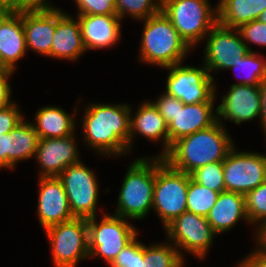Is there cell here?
I'll list each match as a JSON object with an SVG mask.
<instances>
[{"instance_id": "obj_6", "label": "cell", "mask_w": 266, "mask_h": 267, "mask_svg": "<svg viewBox=\"0 0 266 267\" xmlns=\"http://www.w3.org/2000/svg\"><path fill=\"white\" fill-rule=\"evenodd\" d=\"M189 174L172 168L163 157L156 156V179L152 209L163 228L187 211Z\"/></svg>"}, {"instance_id": "obj_29", "label": "cell", "mask_w": 266, "mask_h": 267, "mask_svg": "<svg viewBox=\"0 0 266 267\" xmlns=\"http://www.w3.org/2000/svg\"><path fill=\"white\" fill-rule=\"evenodd\" d=\"M219 192L206 188L193 181L189 174L187 191V211L207 217L209 211L216 204Z\"/></svg>"}, {"instance_id": "obj_28", "label": "cell", "mask_w": 266, "mask_h": 267, "mask_svg": "<svg viewBox=\"0 0 266 267\" xmlns=\"http://www.w3.org/2000/svg\"><path fill=\"white\" fill-rule=\"evenodd\" d=\"M259 55L257 52L249 51L245 56L238 61L228 70H243L247 72L244 79L238 80L235 84L244 85H260L262 81L266 78V57ZM241 70V71H242Z\"/></svg>"}, {"instance_id": "obj_13", "label": "cell", "mask_w": 266, "mask_h": 267, "mask_svg": "<svg viewBox=\"0 0 266 267\" xmlns=\"http://www.w3.org/2000/svg\"><path fill=\"white\" fill-rule=\"evenodd\" d=\"M203 64L209 74L228 70L238 59L245 56L249 49L243 42L238 29L228 28L217 23L207 34ZM218 70V71H217Z\"/></svg>"}, {"instance_id": "obj_42", "label": "cell", "mask_w": 266, "mask_h": 267, "mask_svg": "<svg viewBox=\"0 0 266 267\" xmlns=\"http://www.w3.org/2000/svg\"><path fill=\"white\" fill-rule=\"evenodd\" d=\"M260 87V107H261V113H260V124L263 128L264 135L266 136V78L262 81V83L259 85Z\"/></svg>"}, {"instance_id": "obj_4", "label": "cell", "mask_w": 266, "mask_h": 267, "mask_svg": "<svg viewBox=\"0 0 266 267\" xmlns=\"http://www.w3.org/2000/svg\"><path fill=\"white\" fill-rule=\"evenodd\" d=\"M156 179V157H141L128 166L114 215L128 220L147 217L153 206Z\"/></svg>"}, {"instance_id": "obj_30", "label": "cell", "mask_w": 266, "mask_h": 267, "mask_svg": "<svg viewBox=\"0 0 266 267\" xmlns=\"http://www.w3.org/2000/svg\"><path fill=\"white\" fill-rule=\"evenodd\" d=\"M162 0H115L118 17L145 20L161 11Z\"/></svg>"}, {"instance_id": "obj_33", "label": "cell", "mask_w": 266, "mask_h": 267, "mask_svg": "<svg viewBox=\"0 0 266 267\" xmlns=\"http://www.w3.org/2000/svg\"><path fill=\"white\" fill-rule=\"evenodd\" d=\"M144 243L137 237L128 244L109 265L110 267H143Z\"/></svg>"}, {"instance_id": "obj_39", "label": "cell", "mask_w": 266, "mask_h": 267, "mask_svg": "<svg viewBox=\"0 0 266 267\" xmlns=\"http://www.w3.org/2000/svg\"><path fill=\"white\" fill-rule=\"evenodd\" d=\"M11 170V138L10 133L0 134V169Z\"/></svg>"}, {"instance_id": "obj_27", "label": "cell", "mask_w": 266, "mask_h": 267, "mask_svg": "<svg viewBox=\"0 0 266 267\" xmlns=\"http://www.w3.org/2000/svg\"><path fill=\"white\" fill-rule=\"evenodd\" d=\"M184 259L178 249L169 241L166 243L144 244L143 267H183Z\"/></svg>"}, {"instance_id": "obj_25", "label": "cell", "mask_w": 266, "mask_h": 267, "mask_svg": "<svg viewBox=\"0 0 266 267\" xmlns=\"http://www.w3.org/2000/svg\"><path fill=\"white\" fill-rule=\"evenodd\" d=\"M218 23L238 29L242 25L258 20L266 8V0H219Z\"/></svg>"}, {"instance_id": "obj_1", "label": "cell", "mask_w": 266, "mask_h": 267, "mask_svg": "<svg viewBox=\"0 0 266 267\" xmlns=\"http://www.w3.org/2000/svg\"><path fill=\"white\" fill-rule=\"evenodd\" d=\"M130 114L131 106L126 103L89 104L81 121L85 145L102 156L129 154Z\"/></svg>"}, {"instance_id": "obj_37", "label": "cell", "mask_w": 266, "mask_h": 267, "mask_svg": "<svg viewBox=\"0 0 266 267\" xmlns=\"http://www.w3.org/2000/svg\"><path fill=\"white\" fill-rule=\"evenodd\" d=\"M153 103L167 124L178 112V99L166 92H163V94L158 97V100L156 99Z\"/></svg>"}, {"instance_id": "obj_21", "label": "cell", "mask_w": 266, "mask_h": 267, "mask_svg": "<svg viewBox=\"0 0 266 267\" xmlns=\"http://www.w3.org/2000/svg\"><path fill=\"white\" fill-rule=\"evenodd\" d=\"M26 52L23 11L9 12L0 21V68L15 71Z\"/></svg>"}, {"instance_id": "obj_44", "label": "cell", "mask_w": 266, "mask_h": 267, "mask_svg": "<svg viewBox=\"0 0 266 267\" xmlns=\"http://www.w3.org/2000/svg\"><path fill=\"white\" fill-rule=\"evenodd\" d=\"M28 1V10L32 8H57L48 0H27Z\"/></svg>"}, {"instance_id": "obj_2", "label": "cell", "mask_w": 266, "mask_h": 267, "mask_svg": "<svg viewBox=\"0 0 266 267\" xmlns=\"http://www.w3.org/2000/svg\"><path fill=\"white\" fill-rule=\"evenodd\" d=\"M226 129L217 121L209 128L179 138L163 158L172 168L186 174L210 163L223 162L235 145Z\"/></svg>"}, {"instance_id": "obj_23", "label": "cell", "mask_w": 266, "mask_h": 267, "mask_svg": "<svg viewBox=\"0 0 266 267\" xmlns=\"http://www.w3.org/2000/svg\"><path fill=\"white\" fill-rule=\"evenodd\" d=\"M206 219L217 235L235 228L239 220L244 219L250 224L245 208V196L230 191L219 193L216 204L209 211Z\"/></svg>"}, {"instance_id": "obj_36", "label": "cell", "mask_w": 266, "mask_h": 267, "mask_svg": "<svg viewBox=\"0 0 266 267\" xmlns=\"http://www.w3.org/2000/svg\"><path fill=\"white\" fill-rule=\"evenodd\" d=\"M15 102L8 107L0 109V134L10 133L22 120L25 115L21 113Z\"/></svg>"}, {"instance_id": "obj_41", "label": "cell", "mask_w": 266, "mask_h": 267, "mask_svg": "<svg viewBox=\"0 0 266 267\" xmlns=\"http://www.w3.org/2000/svg\"><path fill=\"white\" fill-rule=\"evenodd\" d=\"M0 9L8 12H21L28 10L27 0H0Z\"/></svg>"}, {"instance_id": "obj_40", "label": "cell", "mask_w": 266, "mask_h": 267, "mask_svg": "<svg viewBox=\"0 0 266 267\" xmlns=\"http://www.w3.org/2000/svg\"><path fill=\"white\" fill-rule=\"evenodd\" d=\"M239 267H266V253L260 251L258 248L250 252L246 258L239 261Z\"/></svg>"}, {"instance_id": "obj_26", "label": "cell", "mask_w": 266, "mask_h": 267, "mask_svg": "<svg viewBox=\"0 0 266 267\" xmlns=\"http://www.w3.org/2000/svg\"><path fill=\"white\" fill-rule=\"evenodd\" d=\"M11 169L16 164L35 156L39 141L32 123L22 120L11 132Z\"/></svg>"}, {"instance_id": "obj_11", "label": "cell", "mask_w": 266, "mask_h": 267, "mask_svg": "<svg viewBox=\"0 0 266 267\" xmlns=\"http://www.w3.org/2000/svg\"><path fill=\"white\" fill-rule=\"evenodd\" d=\"M58 177L73 217L89 219L97 216L99 185L94 171L81 161L67 167Z\"/></svg>"}, {"instance_id": "obj_32", "label": "cell", "mask_w": 266, "mask_h": 267, "mask_svg": "<svg viewBox=\"0 0 266 267\" xmlns=\"http://www.w3.org/2000/svg\"><path fill=\"white\" fill-rule=\"evenodd\" d=\"M190 177L193 181L206 188L219 193L225 191L223 162L210 163L199 167L190 173Z\"/></svg>"}, {"instance_id": "obj_5", "label": "cell", "mask_w": 266, "mask_h": 267, "mask_svg": "<svg viewBox=\"0 0 266 267\" xmlns=\"http://www.w3.org/2000/svg\"><path fill=\"white\" fill-rule=\"evenodd\" d=\"M211 6L209 0H162L161 10L193 49L218 23L217 6Z\"/></svg>"}, {"instance_id": "obj_43", "label": "cell", "mask_w": 266, "mask_h": 267, "mask_svg": "<svg viewBox=\"0 0 266 267\" xmlns=\"http://www.w3.org/2000/svg\"><path fill=\"white\" fill-rule=\"evenodd\" d=\"M255 231L256 248L266 253V222L261 224Z\"/></svg>"}, {"instance_id": "obj_45", "label": "cell", "mask_w": 266, "mask_h": 267, "mask_svg": "<svg viewBox=\"0 0 266 267\" xmlns=\"http://www.w3.org/2000/svg\"><path fill=\"white\" fill-rule=\"evenodd\" d=\"M258 20L262 23H266V8L262 11Z\"/></svg>"}, {"instance_id": "obj_3", "label": "cell", "mask_w": 266, "mask_h": 267, "mask_svg": "<svg viewBox=\"0 0 266 267\" xmlns=\"http://www.w3.org/2000/svg\"><path fill=\"white\" fill-rule=\"evenodd\" d=\"M140 42V62L167 68L183 63L191 48L161 10L145 20Z\"/></svg>"}, {"instance_id": "obj_20", "label": "cell", "mask_w": 266, "mask_h": 267, "mask_svg": "<svg viewBox=\"0 0 266 267\" xmlns=\"http://www.w3.org/2000/svg\"><path fill=\"white\" fill-rule=\"evenodd\" d=\"M86 52L78 18L56 8V26L50 58L75 61Z\"/></svg>"}, {"instance_id": "obj_10", "label": "cell", "mask_w": 266, "mask_h": 267, "mask_svg": "<svg viewBox=\"0 0 266 267\" xmlns=\"http://www.w3.org/2000/svg\"><path fill=\"white\" fill-rule=\"evenodd\" d=\"M164 229L167 240L178 249L183 259L182 251L199 260L206 259L213 239L217 236L206 217L188 211L183 212Z\"/></svg>"}, {"instance_id": "obj_34", "label": "cell", "mask_w": 266, "mask_h": 267, "mask_svg": "<svg viewBox=\"0 0 266 267\" xmlns=\"http://www.w3.org/2000/svg\"><path fill=\"white\" fill-rule=\"evenodd\" d=\"M77 15H117L115 0H73Z\"/></svg>"}, {"instance_id": "obj_18", "label": "cell", "mask_w": 266, "mask_h": 267, "mask_svg": "<svg viewBox=\"0 0 266 267\" xmlns=\"http://www.w3.org/2000/svg\"><path fill=\"white\" fill-rule=\"evenodd\" d=\"M56 26V8H32L23 11L27 51L50 57Z\"/></svg>"}, {"instance_id": "obj_31", "label": "cell", "mask_w": 266, "mask_h": 267, "mask_svg": "<svg viewBox=\"0 0 266 267\" xmlns=\"http://www.w3.org/2000/svg\"><path fill=\"white\" fill-rule=\"evenodd\" d=\"M244 196L248 220L258 228L266 222V180Z\"/></svg>"}, {"instance_id": "obj_12", "label": "cell", "mask_w": 266, "mask_h": 267, "mask_svg": "<svg viewBox=\"0 0 266 267\" xmlns=\"http://www.w3.org/2000/svg\"><path fill=\"white\" fill-rule=\"evenodd\" d=\"M225 191L245 195L266 180V154L233 147L223 161Z\"/></svg>"}, {"instance_id": "obj_24", "label": "cell", "mask_w": 266, "mask_h": 267, "mask_svg": "<svg viewBox=\"0 0 266 267\" xmlns=\"http://www.w3.org/2000/svg\"><path fill=\"white\" fill-rule=\"evenodd\" d=\"M73 114L66 113L62 108L56 106H43L34 116L35 122L32 123L38 134L39 139L44 138H63L75 134L74 114L77 112V107Z\"/></svg>"}, {"instance_id": "obj_9", "label": "cell", "mask_w": 266, "mask_h": 267, "mask_svg": "<svg viewBox=\"0 0 266 267\" xmlns=\"http://www.w3.org/2000/svg\"><path fill=\"white\" fill-rule=\"evenodd\" d=\"M182 64L164 68L169 70L165 92L184 104L215 102L217 90L214 77L205 65L194 67Z\"/></svg>"}, {"instance_id": "obj_15", "label": "cell", "mask_w": 266, "mask_h": 267, "mask_svg": "<svg viewBox=\"0 0 266 267\" xmlns=\"http://www.w3.org/2000/svg\"><path fill=\"white\" fill-rule=\"evenodd\" d=\"M229 92L222 96L217 108L218 121L223 124V119L235 124L260 119V87L259 85L232 84ZM223 118V119H222Z\"/></svg>"}, {"instance_id": "obj_14", "label": "cell", "mask_w": 266, "mask_h": 267, "mask_svg": "<svg viewBox=\"0 0 266 267\" xmlns=\"http://www.w3.org/2000/svg\"><path fill=\"white\" fill-rule=\"evenodd\" d=\"M75 135L39 139L34 156L40 164L39 177H58L70 165L81 162Z\"/></svg>"}, {"instance_id": "obj_16", "label": "cell", "mask_w": 266, "mask_h": 267, "mask_svg": "<svg viewBox=\"0 0 266 267\" xmlns=\"http://www.w3.org/2000/svg\"><path fill=\"white\" fill-rule=\"evenodd\" d=\"M38 185L37 215L44 230L74 219L59 177H39Z\"/></svg>"}, {"instance_id": "obj_8", "label": "cell", "mask_w": 266, "mask_h": 267, "mask_svg": "<svg viewBox=\"0 0 266 267\" xmlns=\"http://www.w3.org/2000/svg\"><path fill=\"white\" fill-rule=\"evenodd\" d=\"M55 267H76L89 258L87 219L74 218L45 229Z\"/></svg>"}, {"instance_id": "obj_46", "label": "cell", "mask_w": 266, "mask_h": 267, "mask_svg": "<svg viewBox=\"0 0 266 267\" xmlns=\"http://www.w3.org/2000/svg\"><path fill=\"white\" fill-rule=\"evenodd\" d=\"M9 12L3 9H0V21L8 14Z\"/></svg>"}, {"instance_id": "obj_22", "label": "cell", "mask_w": 266, "mask_h": 267, "mask_svg": "<svg viewBox=\"0 0 266 267\" xmlns=\"http://www.w3.org/2000/svg\"><path fill=\"white\" fill-rule=\"evenodd\" d=\"M130 114V149L137 134L144 136L150 141H163L162 153L159 157H164L169 152V131L168 125L159 113L153 101H144L139 105L137 112ZM133 115V116H132ZM134 138V139H133Z\"/></svg>"}, {"instance_id": "obj_35", "label": "cell", "mask_w": 266, "mask_h": 267, "mask_svg": "<svg viewBox=\"0 0 266 267\" xmlns=\"http://www.w3.org/2000/svg\"><path fill=\"white\" fill-rule=\"evenodd\" d=\"M238 30L249 51H252V48L247 43L266 47V23L254 20L242 25Z\"/></svg>"}, {"instance_id": "obj_17", "label": "cell", "mask_w": 266, "mask_h": 267, "mask_svg": "<svg viewBox=\"0 0 266 267\" xmlns=\"http://www.w3.org/2000/svg\"><path fill=\"white\" fill-rule=\"evenodd\" d=\"M215 102L184 104L178 99V112L167 124L169 131V150L179 138L206 129L218 121ZM215 110V111H214Z\"/></svg>"}, {"instance_id": "obj_7", "label": "cell", "mask_w": 266, "mask_h": 267, "mask_svg": "<svg viewBox=\"0 0 266 267\" xmlns=\"http://www.w3.org/2000/svg\"><path fill=\"white\" fill-rule=\"evenodd\" d=\"M100 220L97 216L87 219L89 259L100 258L110 265L139 232L128 219L114 214L105 213Z\"/></svg>"}, {"instance_id": "obj_19", "label": "cell", "mask_w": 266, "mask_h": 267, "mask_svg": "<svg viewBox=\"0 0 266 267\" xmlns=\"http://www.w3.org/2000/svg\"><path fill=\"white\" fill-rule=\"evenodd\" d=\"M86 52L110 48L121 39V19L118 15H76Z\"/></svg>"}, {"instance_id": "obj_38", "label": "cell", "mask_w": 266, "mask_h": 267, "mask_svg": "<svg viewBox=\"0 0 266 267\" xmlns=\"http://www.w3.org/2000/svg\"><path fill=\"white\" fill-rule=\"evenodd\" d=\"M12 70L0 68V109L5 108L13 104L14 102L11 100V83L9 81V77L14 74ZM9 81V82H8Z\"/></svg>"}]
</instances>
